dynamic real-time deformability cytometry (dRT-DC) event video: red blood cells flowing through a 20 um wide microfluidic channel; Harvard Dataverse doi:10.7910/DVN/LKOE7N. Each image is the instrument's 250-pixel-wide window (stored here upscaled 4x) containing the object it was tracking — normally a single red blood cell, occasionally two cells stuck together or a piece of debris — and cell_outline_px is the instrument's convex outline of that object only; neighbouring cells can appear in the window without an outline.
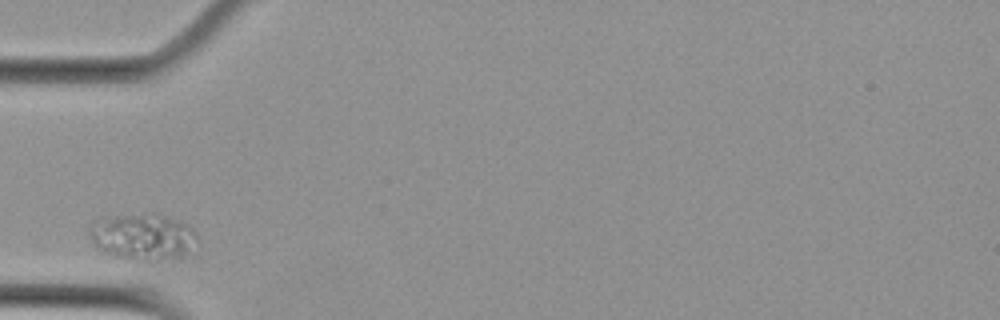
{"species": "Egyptian fruit bat (a non-hibernating species)", "species_latin": "Rousettus aegyptiacus", "temperature_condition": "cold", "stored_images_in_passage": 4, "camera_frame_rate_fps": 3000, "um_per_image_px": 0.085, "animal": {"sex": "female"}, "frame": {"image": 1, "passage_image": 1, "time_ms": 0.0, "image_size_px": [1000, 320], "cell_outline_px": [[200, 244], [180, 260], [148, 260], [120, 256], [104, 252], [96, 248], [92, 244], [88, 232], [92, 224], [96, 220], [108, 216], [148, 212], [156, 212], [180, 220], [188, 224], [196, 232]], "centroid_in_image_um": [12.24, 20.1], "position_along_channel_um": 72.8, "area_um2": 30.17}}
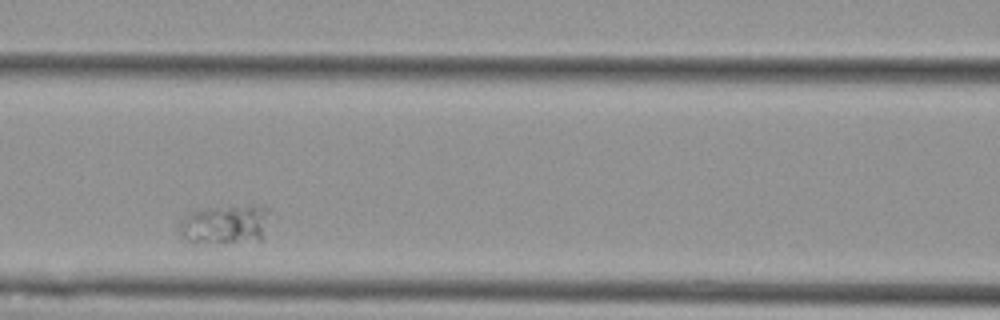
{"frame": {"image": 2, "passage_image": 3, "time_ms": 2.333, "image_size_px": [1000, 320], "cell_outline_px": [[268, 212], [264, 240], [192, 244], [184, 240], [180, 232], [180, 220], [188, 212], [212, 208], [260, 204], [268, 208]], "centroid_in_image_um": [19.13, 19.09], "position_along_channel_um": 147.5, "area_um2": 20.98}}
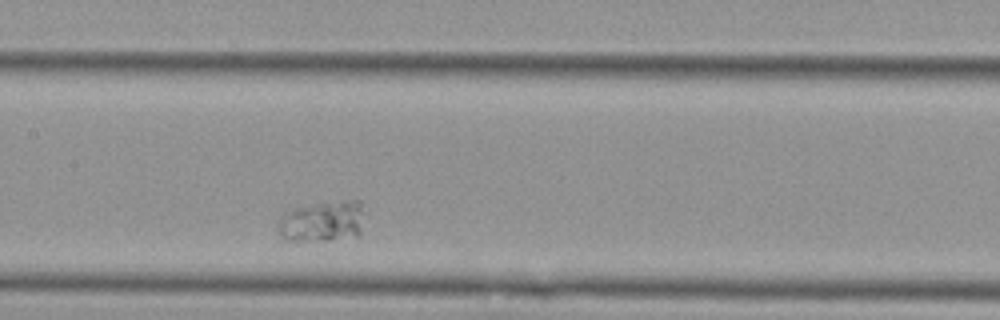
{"frame": {"image": 3, "passage_image": 4, "time_ms": 3.333, "image_size_px": [1000, 320], "cell_outline_px": [[364, 204], [360, 236], [328, 240], [284, 240], [276, 228], [276, 220], [284, 212], [292, 208], [344, 200], [360, 200]], "centroid_in_image_um": [27.39, 18.81], "position_along_channel_um": 180.0, "area_um2": 20.98}}